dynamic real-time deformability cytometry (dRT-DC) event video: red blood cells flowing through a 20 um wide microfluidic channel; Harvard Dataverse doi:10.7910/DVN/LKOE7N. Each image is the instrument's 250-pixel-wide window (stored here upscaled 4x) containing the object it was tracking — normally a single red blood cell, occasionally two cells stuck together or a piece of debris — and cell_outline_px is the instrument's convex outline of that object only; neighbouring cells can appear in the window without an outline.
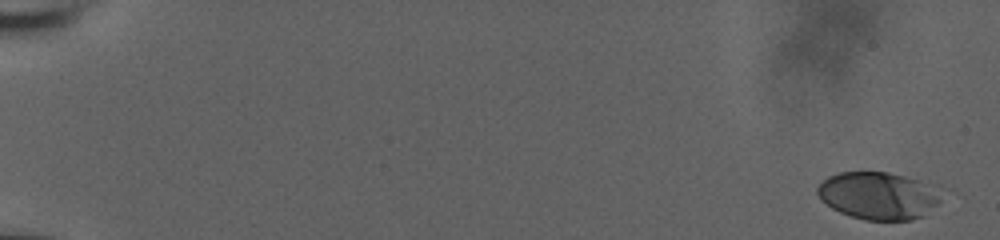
{"species": "human", "species_latin": "Homo sapiens", "temperature_condition": "room temperature", "stored_images_in_passage": 26, "camera_frame_rate_fps": 3000, "um_per_image_px": 0.085, "donor": {"sex": "male"}, "frame": {"image": 1, "passage_image": 1, "time_ms": 0.0, "image_size_px": [1000, 240], "cell_outline_px": [[940, 204], [924, 216], [912, 220], [864, 220], [840, 212], [832, 208], [820, 200], [816, 192], [816, 188], [828, 176], [840, 172], [888, 172], [904, 176], [932, 184], [940, 200]], "centroid_in_image_um": [74.64, 16.64], "position_along_channel_um": 10.4, "area_um2": 34.28}}
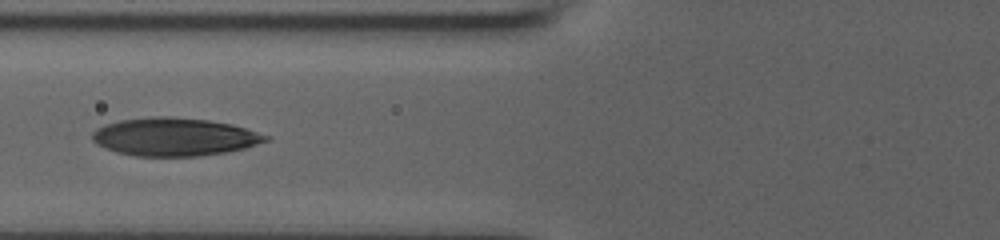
{"frame": {"image": 2, "passage_image": 15, "time_ms": 4.667, "image_size_px": [1000, 240], "cell_outline_px": [[272, 136], [268, 140], [244, 148], [228, 152], [200, 156], [136, 156], [116, 152], [96, 144], [92, 140], [92, 132], [96, 128], [104, 124], [120, 120], [152, 116], [168, 116], [208, 120], [232, 124]], "centroid_in_image_um": [14.81, 11.63], "position_along_channel_um": 111.0, "area_um2": 38.67}}
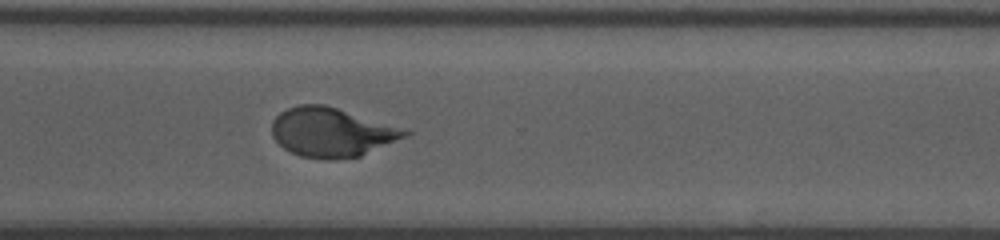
{"frame": {"image": 3, "passage_image": 26, "time_ms": 8.333, "image_size_px": [1000, 240], "cell_outline_px": [[412, 132], [408, 136], [360, 156], [332, 160], [328, 160], [300, 156], [284, 148], [272, 136], [272, 120], [280, 112], [288, 108], [300, 104], [324, 104], [408, 128]], "centroid_in_image_um": [28.24, 11.23], "position_along_channel_um": 342.4, "area_um2": 38.49}}